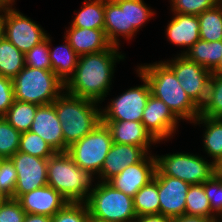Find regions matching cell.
<instances>
[{
	"mask_svg": "<svg viewBox=\"0 0 222 222\" xmlns=\"http://www.w3.org/2000/svg\"><path fill=\"white\" fill-rule=\"evenodd\" d=\"M117 46L97 53L79 56L74 74L65 83V92L99 104L111 91L117 62L125 59V55Z\"/></svg>",
	"mask_w": 222,
	"mask_h": 222,
	"instance_id": "obj_1",
	"label": "cell"
},
{
	"mask_svg": "<svg viewBox=\"0 0 222 222\" xmlns=\"http://www.w3.org/2000/svg\"><path fill=\"white\" fill-rule=\"evenodd\" d=\"M141 64L137 71L145 77L151 94L163 101L181 121H193L199 116L200 108L186 94L173 70L162 60Z\"/></svg>",
	"mask_w": 222,
	"mask_h": 222,
	"instance_id": "obj_2",
	"label": "cell"
},
{
	"mask_svg": "<svg viewBox=\"0 0 222 222\" xmlns=\"http://www.w3.org/2000/svg\"><path fill=\"white\" fill-rule=\"evenodd\" d=\"M64 137V152L101 122V105L65 91L53 102ZM99 106V107H98Z\"/></svg>",
	"mask_w": 222,
	"mask_h": 222,
	"instance_id": "obj_3",
	"label": "cell"
},
{
	"mask_svg": "<svg viewBox=\"0 0 222 222\" xmlns=\"http://www.w3.org/2000/svg\"><path fill=\"white\" fill-rule=\"evenodd\" d=\"M97 175L81 169L67 152H56L48 158L47 184L69 202H85L96 188Z\"/></svg>",
	"mask_w": 222,
	"mask_h": 222,
	"instance_id": "obj_4",
	"label": "cell"
},
{
	"mask_svg": "<svg viewBox=\"0 0 222 222\" xmlns=\"http://www.w3.org/2000/svg\"><path fill=\"white\" fill-rule=\"evenodd\" d=\"M14 99L36 105L52 104L65 83L52 71L26 66L12 79Z\"/></svg>",
	"mask_w": 222,
	"mask_h": 222,
	"instance_id": "obj_5",
	"label": "cell"
},
{
	"mask_svg": "<svg viewBox=\"0 0 222 222\" xmlns=\"http://www.w3.org/2000/svg\"><path fill=\"white\" fill-rule=\"evenodd\" d=\"M85 204L91 218L104 222H134L137 215L133 197L115 189L108 182L98 181Z\"/></svg>",
	"mask_w": 222,
	"mask_h": 222,
	"instance_id": "obj_6",
	"label": "cell"
},
{
	"mask_svg": "<svg viewBox=\"0 0 222 222\" xmlns=\"http://www.w3.org/2000/svg\"><path fill=\"white\" fill-rule=\"evenodd\" d=\"M156 157L155 176L178 178L190 185L203 184L216 173V165L193 153H168Z\"/></svg>",
	"mask_w": 222,
	"mask_h": 222,
	"instance_id": "obj_7",
	"label": "cell"
},
{
	"mask_svg": "<svg viewBox=\"0 0 222 222\" xmlns=\"http://www.w3.org/2000/svg\"><path fill=\"white\" fill-rule=\"evenodd\" d=\"M112 144L111 131L101 121L90 133L73 143L67 153L81 169L98 176Z\"/></svg>",
	"mask_w": 222,
	"mask_h": 222,
	"instance_id": "obj_8",
	"label": "cell"
},
{
	"mask_svg": "<svg viewBox=\"0 0 222 222\" xmlns=\"http://www.w3.org/2000/svg\"><path fill=\"white\" fill-rule=\"evenodd\" d=\"M143 85L133 86L101 107V120L142 121L143 111L151 94L148 81L136 70Z\"/></svg>",
	"mask_w": 222,
	"mask_h": 222,
	"instance_id": "obj_9",
	"label": "cell"
},
{
	"mask_svg": "<svg viewBox=\"0 0 222 222\" xmlns=\"http://www.w3.org/2000/svg\"><path fill=\"white\" fill-rule=\"evenodd\" d=\"M1 23L3 36L24 54L48 35L41 25L16 10V7L3 11Z\"/></svg>",
	"mask_w": 222,
	"mask_h": 222,
	"instance_id": "obj_10",
	"label": "cell"
},
{
	"mask_svg": "<svg viewBox=\"0 0 222 222\" xmlns=\"http://www.w3.org/2000/svg\"><path fill=\"white\" fill-rule=\"evenodd\" d=\"M175 73L190 99L200 108L206 100L212 72L183 55L164 61Z\"/></svg>",
	"mask_w": 222,
	"mask_h": 222,
	"instance_id": "obj_11",
	"label": "cell"
},
{
	"mask_svg": "<svg viewBox=\"0 0 222 222\" xmlns=\"http://www.w3.org/2000/svg\"><path fill=\"white\" fill-rule=\"evenodd\" d=\"M17 172L14 199L47 184L48 159L18 151L11 158Z\"/></svg>",
	"mask_w": 222,
	"mask_h": 222,
	"instance_id": "obj_12",
	"label": "cell"
},
{
	"mask_svg": "<svg viewBox=\"0 0 222 222\" xmlns=\"http://www.w3.org/2000/svg\"><path fill=\"white\" fill-rule=\"evenodd\" d=\"M141 122L158 142H163L173 138L180 120L163 101L150 94Z\"/></svg>",
	"mask_w": 222,
	"mask_h": 222,
	"instance_id": "obj_13",
	"label": "cell"
},
{
	"mask_svg": "<svg viewBox=\"0 0 222 222\" xmlns=\"http://www.w3.org/2000/svg\"><path fill=\"white\" fill-rule=\"evenodd\" d=\"M155 171L156 157L149 153L142 161L125 167L108 183L124 194L134 197L143 186L153 179Z\"/></svg>",
	"mask_w": 222,
	"mask_h": 222,
	"instance_id": "obj_14",
	"label": "cell"
},
{
	"mask_svg": "<svg viewBox=\"0 0 222 222\" xmlns=\"http://www.w3.org/2000/svg\"><path fill=\"white\" fill-rule=\"evenodd\" d=\"M156 177L158 178L160 214L171 218L184 215L190 184L170 176Z\"/></svg>",
	"mask_w": 222,
	"mask_h": 222,
	"instance_id": "obj_15",
	"label": "cell"
},
{
	"mask_svg": "<svg viewBox=\"0 0 222 222\" xmlns=\"http://www.w3.org/2000/svg\"><path fill=\"white\" fill-rule=\"evenodd\" d=\"M149 153L140 146L113 143L101 168L98 181L108 182L125 167L142 161Z\"/></svg>",
	"mask_w": 222,
	"mask_h": 222,
	"instance_id": "obj_16",
	"label": "cell"
},
{
	"mask_svg": "<svg viewBox=\"0 0 222 222\" xmlns=\"http://www.w3.org/2000/svg\"><path fill=\"white\" fill-rule=\"evenodd\" d=\"M30 131L38 134L55 152H64L61 122L53 103L37 108Z\"/></svg>",
	"mask_w": 222,
	"mask_h": 222,
	"instance_id": "obj_17",
	"label": "cell"
},
{
	"mask_svg": "<svg viewBox=\"0 0 222 222\" xmlns=\"http://www.w3.org/2000/svg\"><path fill=\"white\" fill-rule=\"evenodd\" d=\"M20 202L26 214H40L53 217L69 201L53 187L45 185L22 195Z\"/></svg>",
	"mask_w": 222,
	"mask_h": 222,
	"instance_id": "obj_18",
	"label": "cell"
},
{
	"mask_svg": "<svg viewBox=\"0 0 222 222\" xmlns=\"http://www.w3.org/2000/svg\"><path fill=\"white\" fill-rule=\"evenodd\" d=\"M111 131L113 143L143 147L148 153L150 147L158 142L138 121L101 120Z\"/></svg>",
	"mask_w": 222,
	"mask_h": 222,
	"instance_id": "obj_19",
	"label": "cell"
},
{
	"mask_svg": "<svg viewBox=\"0 0 222 222\" xmlns=\"http://www.w3.org/2000/svg\"><path fill=\"white\" fill-rule=\"evenodd\" d=\"M172 19L167 23L165 35L170 44L184 47L182 55L200 39L199 19L197 15L173 13Z\"/></svg>",
	"mask_w": 222,
	"mask_h": 222,
	"instance_id": "obj_20",
	"label": "cell"
},
{
	"mask_svg": "<svg viewBox=\"0 0 222 222\" xmlns=\"http://www.w3.org/2000/svg\"><path fill=\"white\" fill-rule=\"evenodd\" d=\"M64 33L66 34L64 37L79 56L107 50L112 46L107 39L104 29L70 26Z\"/></svg>",
	"mask_w": 222,
	"mask_h": 222,
	"instance_id": "obj_21",
	"label": "cell"
},
{
	"mask_svg": "<svg viewBox=\"0 0 222 222\" xmlns=\"http://www.w3.org/2000/svg\"><path fill=\"white\" fill-rule=\"evenodd\" d=\"M104 15L107 39L113 46L120 47L119 36L127 41L126 0H105Z\"/></svg>",
	"mask_w": 222,
	"mask_h": 222,
	"instance_id": "obj_22",
	"label": "cell"
},
{
	"mask_svg": "<svg viewBox=\"0 0 222 222\" xmlns=\"http://www.w3.org/2000/svg\"><path fill=\"white\" fill-rule=\"evenodd\" d=\"M192 123L204 126L202 146L206 154L212 157L210 161L217 165L222 160V118L199 115Z\"/></svg>",
	"mask_w": 222,
	"mask_h": 222,
	"instance_id": "obj_23",
	"label": "cell"
},
{
	"mask_svg": "<svg viewBox=\"0 0 222 222\" xmlns=\"http://www.w3.org/2000/svg\"><path fill=\"white\" fill-rule=\"evenodd\" d=\"M64 39V44L52 49V39L49 36V57L52 71L66 83L75 72L79 55L73 50L65 37Z\"/></svg>",
	"mask_w": 222,
	"mask_h": 222,
	"instance_id": "obj_24",
	"label": "cell"
},
{
	"mask_svg": "<svg viewBox=\"0 0 222 222\" xmlns=\"http://www.w3.org/2000/svg\"><path fill=\"white\" fill-rule=\"evenodd\" d=\"M187 60L204 66L212 71L222 58V40L204 41L199 39L192 47L182 54Z\"/></svg>",
	"mask_w": 222,
	"mask_h": 222,
	"instance_id": "obj_25",
	"label": "cell"
},
{
	"mask_svg": "<svg viewBox=\"0 0 222 222\" xmlns=\"http://www.w3.org/2000/svg\"><path fill=\"white\" fill-rule=\"evenodd\" d=\"M104 9L105 0H84L82 8L69 23L78 28L104 29Z\"/></svg>",
	"mask_w": 222,
	"mask_h": 222,
	"instance_id": "obj_26",
	"label": "cell"
},
{
	"mask_svg": "<svg viewBox=\"0 0 222 222\" xmlns=\"http://www.w3.org/2000/svg\"><path fill=\"white\" fill-rule=\"evenodd\" d=\"M24 67V53L3 36L0 39V75L13 79Z\"/></svg>",
	"mask_w": 222,
	"mask_h": 222,
	"instance_id": "obj_27",
	"label": "cell"
},
{
	"mask_svg": "<svg viewBox=\"0 0 222 222\" xmlns=\"http://www.w3.org/2000/svg\"><path fill=\"white\" fill-rule=\"evenodd\" d=\"M133 206L137 217L142 215L160 214L158 195V178L143 186L133 197Z\"/></svg>",
	"mask_w": 222,
	"mask_h": 222,
	"instance_id": "obj_28",
	"label": "cell"
},
{
	"mask_svg": "<svg viewBox=\"0 0 222 222\" xmlns=\"http://www.w3.org/2000/svg\"><path fill=\"white\" fill-rule=\"evenodd\" d=\"M155 13L144 0H126L127 40L133 39Z\"/></svg>",
	"mask_w": 222,
	"mask_h": 222,
	"instance_id": "obj_29",
	"label": "cell"
},
{
	"mask_svg": "<svg viewBox=\"0 0 222 222\" xmlns=\"http://www.w3.org/2000/svg\"><path fill=\"white\" fill-rule=\"evenodd\" d=\"M40 105L14 100L3 116L5 120L20 133L30 130L37 108Z\"/></svg>",
	"mask_w": 222,
	"mask_h": 222,
	"instance_id": "obj_30",
	"label": "cell"
},
{
	"mask_svg": "<svg viewBox=\"0 0 222 222\" xmlns=\"http://www.w3.org/2000/svg\"><path fill=\"white\" fill-rule=\"evenodd\" d=\"M197 16L201 40L208 42L222 40V4H217Z\"/></svg>",
	"mask_w": 222,
	"mask_h": 222,
	"instance_id": "obj_31",
	"label": "cell"
},
{
	"mask_svg": "<svg viewBox=\"0 0 222 222\" xmlns=\"http://www.w3.org/2000/svg\"><path fill=\"white\" fill-rule=\"evenodd\" d=\"M185 214L207 218H218L211 211L210 202L202 184L190 185L186 195Z\"/></svg>",
	"mask_w": 222,
	"mask_h": 222,
	"instance_id": "obj_32",
	"label": "cell"
},
{
	"mask_svg": "<svg viewBox=\"0 0 222 222\" xmlns=\"http://www.w3.org/2000/svg\"><path fill=\"white\" fill-rule=\"evenodd\" d=\"M199 115L222 118V75H211L207 97Z\"/></svg>",
	"mask_w": 222,
	"mask_h": 222,
	"instance_id": "obj_33",
	"label": "cell"
},
{
	"mask_svg": "<svg viewBox=\"0 0 222 222\" xmlns=\"http://www.w3.org/2000/svg\"><path fill=\"white\" fill-rule=\"evenodd\" d=\"M18 151L45 159L56 153L46 141L30 130L21 133Z\"/></svg>",
	"mask_w": 222,
	"mask_h": 222,
	"instance_id": "obj_34",
	"label": "cell"
},
{
	"mask_svg": "<svg viewBox=\"0 0 222 222\" xmlns=\"http://www.w3.org/2000/svg\"><path fill=\"white\" fill-rule=\"evenodd\" d=\"M21 133L0 117V157L11 158L19 149Z\"/></svg>",
	"mask_w": 222,
	"mask_h": 222,
	"instance_id": "obj_35",
	"label": "cell"
},
{
	"mask_svg": "<svg viewBox=\"0 0 222 222\" xmlns=\"http://www.w3.org/2000/svg\"><path fill=\"white\" fill-rule=\"evenodd\" d=\"M90 215L85 202H68L53 217L52 222H89Z\"/></svg>",
	"mask_w": 222,
	"mask_h": 222,
	"instance_id": "obj_36",
	"label": "cell"
},
{
	"mask_svg": "<svg viewBox=\"0 0 222 222\" xmlns=\"http://www.w3.org/2000/svg\"><path fill=\"white\" fill-rule=\"evenodd\" d=\"M24 58L26 66L43 70H52L49 57V35H47V38L44 41L26 52Z\"/></svg>",
	"mask_w": 222,
	"mask_h": 222,
	"instance_id": "obj_37",
	"label": "cell"
},
{
	"mask_svg": "<svg viewBox=\"0 0 222 222\" xmlns=\"http://www.w3.org/2000/svg\"><path fill=\"white\" fill-rule=\"evenodd\" d=\"M172 13L199 15L215 7L218 0H169Z\"/></svg>",
	"mask_w": 222,
	"mask_h": 222,
	"instance_id": "obj_38",
	"label": "cell"
},
{
	"mask_svg": "<svg viewBox=\"0 0 222 222\" xmlns=\"http://www.w3.org/2000/svg\"><path fill=\"white\" fill-rule=\"evenodd\" d=\"M205 193L210 202L211 211L222 219V178L215 173L203 184Z\"/></svg>",
	"mask_w": 222,
	"mask_h": 222,
	"instance_id": "obj_39",
	"label": "cell"
},
{
	"mask_svg": "<svg viewBox=\"0 0 222 222\" xmlns=\"http://www.w3.org/2000/svg\"><path fill=\"white\" fill-rule=\"evenodd\" d=\"M17 183V172L10 158L2 159L0 162V191L8 198L14 199Z\"/></svg>",
	"mask_w": 222,
	"mask_h": 222,
	"instance_id": "obj_40",
	"label": "cell"
},
{
	"mask_svg": "<svg viewBox=\"0 0 222 222\" xmlns=\"http://www.w3.org/2000/svg\"><path fill=\"white\" fill-rule=\"evenodd\" d=\"M26 212L20 202L7 198L0 206V222H24Z\"/></svg>",
	"mask_w": 222,
	"mask_h": 222,
	"instance_id": "obj_41",
	"label": "cell"
},
{
	"mask_svg": "<svg viewBox=\"0 0 222 222\" xmlns=\"http://www.w3.org/2000/svg\"><path fill=\"white\" fill-rule=\"evenodd\" d=\"M13 80L0 75V117H3L14 102Z\"/></svg>",
	"mask_w": 222,
	"mask_h": 222,
	"instance_id": "obj_42",
	"label": "cell"
},
{
	"mask_svg": "<svg viewBox=\"0 0 222 222\" xmlns=\"http://www.w3.org/2000/svg\"><path fill=\"white\" fill-rule=\"evenodd\" d=\"M134 222H173V218L162 214H151L139 216Z\"/></svg>",
	"mask_w": 222,
	"mask_h": 222,
	"instance_id": "obj_43",
	"label": "cell"
},
{
	"mask_svg": "<svg viewBox=\"0 0 222 222\" xmlns=\"http://www.w3.org/2000/svg\"><path fill=\"white\" fill-rule=\"evenodd\" d=\"M219 218H207L200 216H191V215H182L176 218H173V222H219Z\"/></svg>",
	"mask_w": 222,
	"mask_h": 222,
	"instance_id": "obj_44",
	"label": "cell"
},
{
	"mask_svg": "<svg viewBox=\"0 0 222 222\" xmlns=\"http://www.w3.org/2000/svg\"><path fill=\"white\" fill-rule=\"evenodd\" d=\"M24 222H52V217L40 214H26Z\"/></svg>",
	"mask_w": 222,
	"mask_h": 222,
	"instance_id": "obj_45",
	"label": "cell"
},
{
	"mask_svg": "<svg viewBox=\"0 0 222 222\" xmlns=\"http://www.w3.org/2000/svg\"><path fill=\"white\" fill-rule=\"evenodd\" d=\"M15 0H0V8L3 11H6L7 9L13 8V6L16 4Z\"/></svg>",
	"mask_w": 222,
	"mask_h": 222,
	"instance_id": "obj_46",
	"label": "cell"
},
{
	"mask_svg": "<svg viewBox=\"0 0 222 222\" xmlns=\"http://www.w3.org/2000/svg\"><path fill=\"white\" fill-rule=\"evenodd\" d=\"M213 75H222V58L218 65L211 71Z\"/></svg>",
	"mask_w": 222,
	"mask_h": 222,
	"instance_id": "obj_47",
	"label": "cell"
},
{
	"mask_svg": "<svg viewBox=\"0 0 222 222\" xmlns=\"http://www.w3.org/2000/svg\"><path fill=\"white\" fill-rule=\"evenodd\" d=\"M216 173L222 178V160L216 165Z\"/></svg>",
	"mask_w": 222,
	"mask_h": 222,
	"instance_id": "obj_48",
	"label": "cell"
},
{
	"mask_svg": "<svg viewBox=\"0 0 222 222\" xmlns=\"http://www.w3.org/2000/svg\"><path fill=\"white\" fill-rule=\"evenodd\" d=\"M8 197L5 196L1 191H0V206L3 204V202L7 199Z\"/></svg>",
	"mask_w": 222,
	"mask_h": 222,
	"instance_id": "obj_49",
	"label": "cell"
},
{
	"mask_svg": "<svg viewBox=\"0 0 222 222\" xmlns=\"http://www.w3.org/2000/svg\"><path fill=\"white\" fill-rule=\"evenodd\" d=\"M3 37V27H2V23L0 20V39Z\"/></svg>",
	"mask_w": 222,
	"mask_h": 222,
	"instance_id": "obj_50",
	"label": "cell"
},
{
	"mask_svg": "<svg viewBox=\"0 0 222 222\" xmlns=\"http://www.w3.org/2000/svg\"><path fill=\"white\" fill-rule=\"evenodd\" d=\"M89 222H104V221H100V220H97V219H94V218L90 217Z\"/></svg>",
	"mask_w": 222,
	"mask_h": 222,
	"instance_id": "obj_51",
	"label": "cell"
},
{
	"mask_svg": "<svg viewBox=\"0 0 222 222\" xmlns=\"http://www.w3.org/2000/svg\"><path fill=\"white\" fill-rule=\"evenodd\" d=\"M2 13H3V10L0 8V20H1Z\"/></svg>",
	"mask_w": 222,
	"mask_h": 222,
	"instance_id": "obj_52",
	"label": "cell"
}]
</instances>
